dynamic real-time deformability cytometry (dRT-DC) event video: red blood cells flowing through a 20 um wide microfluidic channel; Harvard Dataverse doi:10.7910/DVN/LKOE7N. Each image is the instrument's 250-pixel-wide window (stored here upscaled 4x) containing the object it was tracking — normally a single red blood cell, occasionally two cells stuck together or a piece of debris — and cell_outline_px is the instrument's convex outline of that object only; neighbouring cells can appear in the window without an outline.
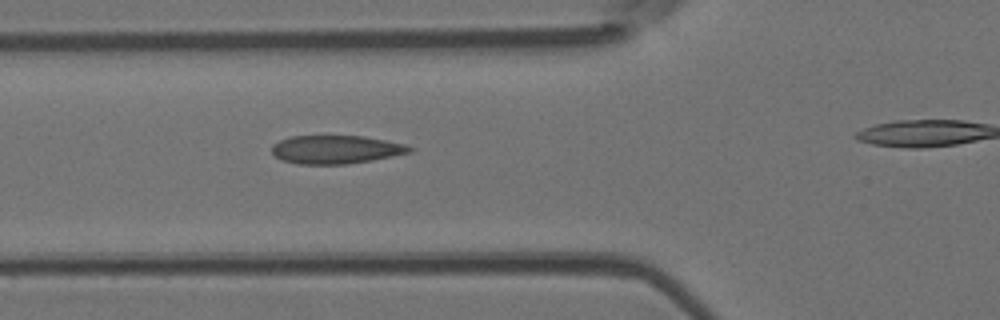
{"species": "Egyptian fruit bat (a non-hibernating species)", "species_latin": "Rousettus aegyptiacus", "temperature_condition": "room temperature", "stored_images_in_passage": 4, "camera_frame_rate_fps": 3000, "um_per_image_px": 0.085, "animal": {"sex": "female"}, "frame": {"image": 1, "passage_image": 4, "time_ms": 3.667, "image_size_px": [1000, 320], "cell_outline_px": [[416, 148], [412, 152], [372, 160], [348, 164], [300, 164], [280, 160], [272, 152], [272, 144], [280, 140], [292, 136], [364, 136], [404, 144]], "centroid_in_image_um": [28.56, 12.71], "position_along_channel_um": 97.2, "area_um2": 22.77}}